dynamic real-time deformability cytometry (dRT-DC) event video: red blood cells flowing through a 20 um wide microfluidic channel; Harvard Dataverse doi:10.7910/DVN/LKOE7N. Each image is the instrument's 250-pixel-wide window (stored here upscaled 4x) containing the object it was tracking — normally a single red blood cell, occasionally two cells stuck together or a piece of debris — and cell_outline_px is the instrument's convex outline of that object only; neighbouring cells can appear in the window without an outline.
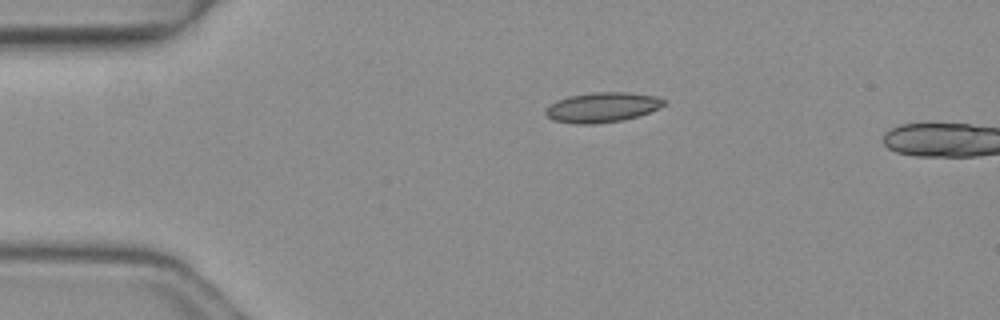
{"species": "common noctule bat (a hibernating species)", "species_latin": "Nyctalus noctula", "temperature_condition": "warm", "stored_images_in_passage": 2, "camera_frame_rate_fps": 3000, "um_per_image_px": 0.085, "animal": {"sex": "female", "body_mass_g": 19.3, "forearm_length_mm": 54.1}, "frame": {"image": 1, "passage_image": 1, "time_ms": 0.0, "image_size_px": [1000, 320], "cell_outline_px": [[668, 104], [660, 108], [624, 120], [596, 124], [572, 124], [552, 120], [544, 112], [544, 108], [556, 100], [568, 96], [592, 92], [628, 92], [656, 96], [668, 100]], "centroid_in_image_um": [51.19, 9.12], "position_along_channel_um": 33.8, "area_um2": 21.04}}